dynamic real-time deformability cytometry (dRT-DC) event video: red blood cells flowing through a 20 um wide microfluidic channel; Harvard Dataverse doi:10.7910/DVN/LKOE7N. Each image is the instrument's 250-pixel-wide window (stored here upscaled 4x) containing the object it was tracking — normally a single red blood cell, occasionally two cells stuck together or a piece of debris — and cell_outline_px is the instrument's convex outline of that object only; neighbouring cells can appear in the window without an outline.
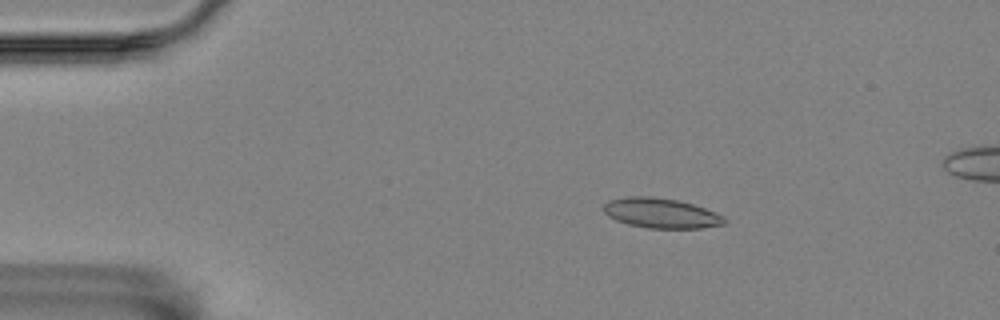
{"species": "Egyptian fruit bat (a non-hibernating species)", "species_latin": "Rousettus aegyptiacus", "temperature_condition": "room temperature", "stored_images_in_passage": 6, "camera_frame_rate_fps": 3000, "um_per_image_px": 0.085, "animal": {"sex": "female"}, "frame": {"image": 1, "passage_image": 3, "time_ms": 0.667, "image_size_px": [1000, 320], "cell_outline_px": [[728, 220], [724, 224], [700, 228], [648, 228], [628, 224], [616, 220], [608, 216], [604, 212], [604, 204], [608, 200], [624, 196], [652, 196], [676, 200], [692, 204], [716, 212], [724, 216]], "centroid_in_image_um": [56.18, 18.11], "position_along_channel_um": 28.8, "area_um2": 21.15}}